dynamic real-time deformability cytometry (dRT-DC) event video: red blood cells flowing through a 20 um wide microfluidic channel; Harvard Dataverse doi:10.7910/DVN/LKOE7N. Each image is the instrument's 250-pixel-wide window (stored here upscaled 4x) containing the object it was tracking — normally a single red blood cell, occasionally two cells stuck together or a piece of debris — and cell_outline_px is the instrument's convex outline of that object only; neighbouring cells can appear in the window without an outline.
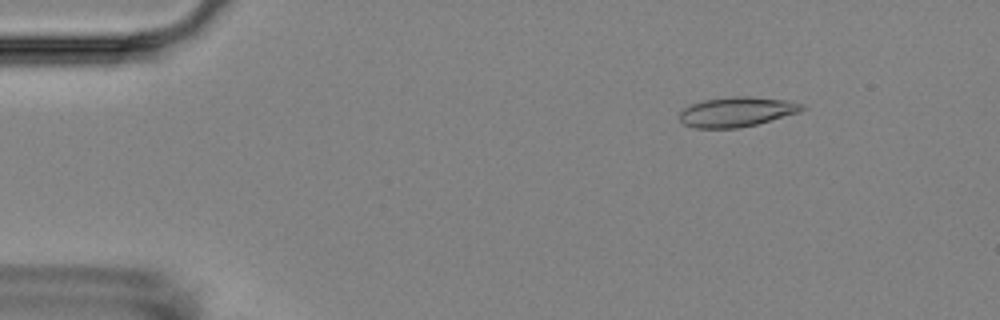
{"species": "Egyptian fruit bat (a non-hibernating species)", "species_latin": "Rousettus aegyptiacus", "temperature_condition": "room temperature", "stored_images_in_passage": 5, "camera_frame_rate_fps": 3000, "um_per_image_px": 0.085, "animal": {"sex": "female"}, "frame": {"image": 1, "passage_image": 1, "time_ms": 0.0, "image_size_px": [1000, 320], "cell_outline_px": [[808, 108], [800, 112], [756, 124], [740, 128], [696, 128], [684, 124], [680, 120], [680, 112], [684, 108], [692, 104], [704, 100], [732, 96], [752, 96], [788, 100], [804, 104]], "centroid_in_image_um": [62.67, 9.5], "position_along_channel_um": 22.3, "area_um2": 21.39}}
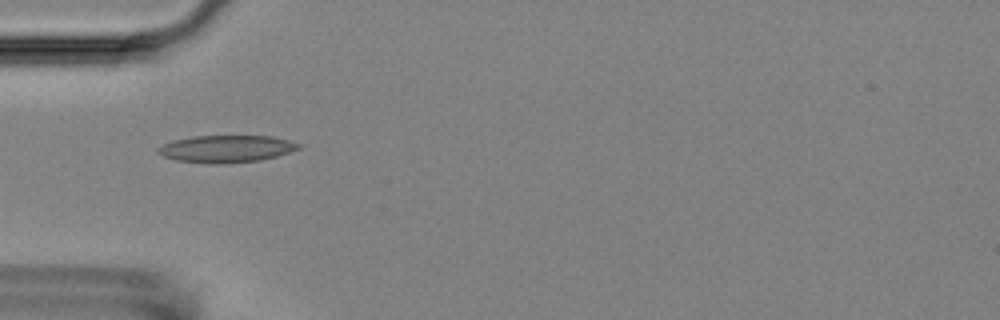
{"frame": {"image": 2, "passage_image": 4, "time_ms": 3.333, "image_size_px": [1000, 320], "cell_outline_px": [[300, 148], [276, 156], [260, 160], [224, 164], [208, 164], [176, 160], [164, 156], [156, 152], [156, 148], [172, 140], [192, 136], [272, 136], [288, 140], [300, 144]], "centroid_in_image_um": [19.19, 12.65], "position_along_channel_um": 65.8, "area_um2": 22.31}}
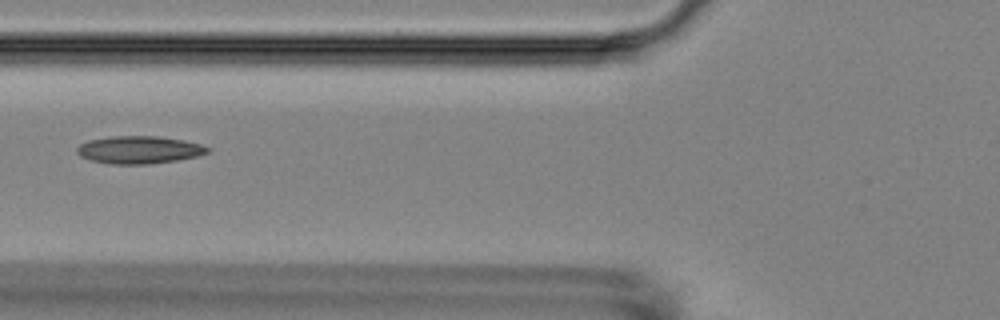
{"frame": {"image": 3, "passage_image": 5, "time_ms": 4.667, "image_size_px": [1000, 320], "cell_outline_px": [[212, 148], [208, 152], [196, 156], [176, 160], [148, 164], [108, 164], [92, 160], [80, 156], [76, 152], [76, 148], [80, 144], [88, 140], [112, 136], [156, 136], [184, 140], [200, 144]], "centroid_in_image_um": [11.81, 12.73], "position_along_channel_um": 114.0, "area_um2": 20.98}}